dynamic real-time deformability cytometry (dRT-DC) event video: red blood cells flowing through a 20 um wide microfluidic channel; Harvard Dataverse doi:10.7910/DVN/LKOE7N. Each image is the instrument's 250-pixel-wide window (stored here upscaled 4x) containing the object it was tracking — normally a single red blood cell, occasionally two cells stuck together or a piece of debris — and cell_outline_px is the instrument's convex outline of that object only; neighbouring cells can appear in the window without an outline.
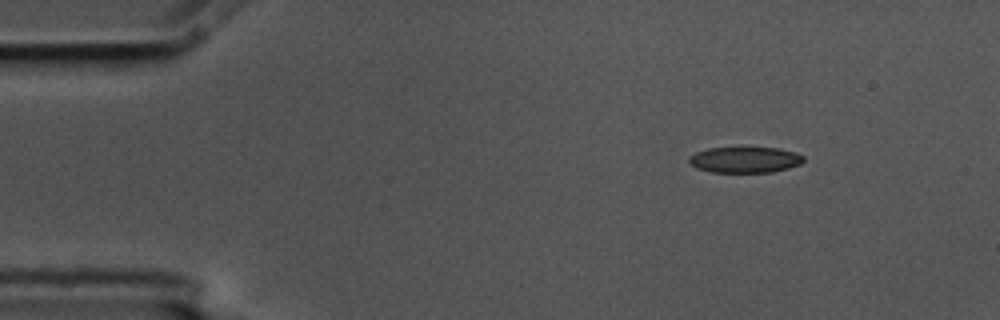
{"species": "common noctule bat (a hibernating species)", "species_latin": "Nyctalus noctula", "temperature_condition": "cold", "stored_images_in_passage": 8, "camera_frame_rate_fps": 3000, "um_per_image_px": 0.085, "animal": {"sex": "male", "body_mass_g": 17.5, "forearm_length_mm": 52.3}, "frame": {"image": 1, "passage_image": 1, "time_ms": 0.0, "image_size_px": [1000, 320], "cell_outline_px": [[804, 160], [800, 164], [788, 168], [772, 172], [712, 172], [696, 168], [688, 160], [688, 156], [696, 152], [708, 148], [780, 148], [804, 156]], "centroid_in_image_um": [63.3, 13.58], "position_along_channel_um": 21.7, "area_um2": 17.17}}
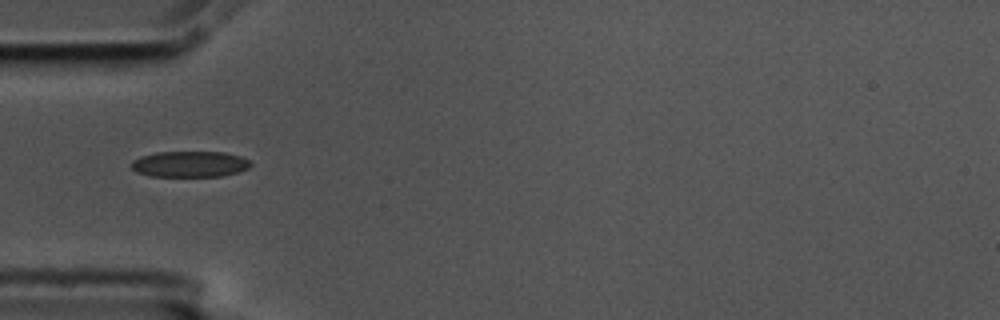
{"frame": {"image": 2, "passage_image": 4, "time_ms": 1.0, "image_size_px": [1000, 320], "cell_outline_px": [[252, 164], [248, 168], [224, 176], [148, 176], [136, 172], [132, 168], [132, 160], [140, 156], [156, 152], [224, 152], [240, 156], [248, 160]], "centroid_in_image_um": [16.11, 13.95], "position_along_channel_um": 68.9, "area_um2": 18.03}}